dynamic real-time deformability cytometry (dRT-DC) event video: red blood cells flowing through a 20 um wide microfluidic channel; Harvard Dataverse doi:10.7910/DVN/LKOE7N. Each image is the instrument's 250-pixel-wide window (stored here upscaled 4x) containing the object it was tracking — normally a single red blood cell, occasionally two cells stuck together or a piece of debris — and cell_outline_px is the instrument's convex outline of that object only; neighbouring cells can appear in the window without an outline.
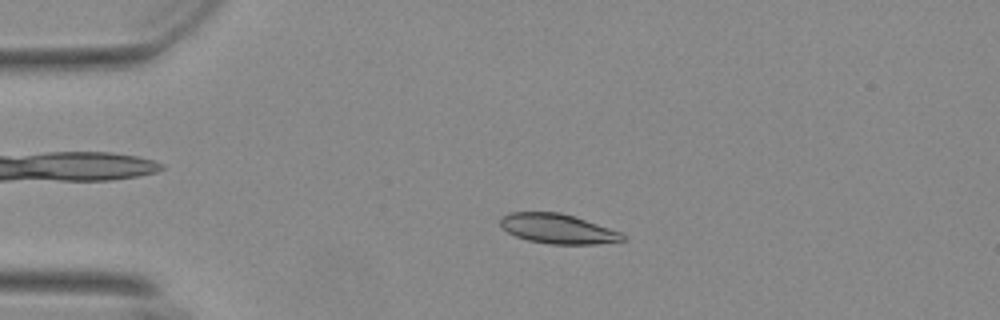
{"species": "Egyptian fruit bat (a non-hibernating species)", "species_latin": "Rousettus aegyptiacus", "temperature_condition": "warm", "stored_images_in_passage": 55, "camera_frame_rate_fps": 3000, "um_per_image_px": 0.085, "animal": {"sex": "female"}, "frame": {"image": 1, "passage_image": 12, "time_ms": 3.667, "image_size_px": [1000, 320], "cell_outline_px": [[624, 240], [596, 244], [552, 244], [528, 240], [516, 236], [508, 232], [500, 224], [500, 216], [512, 212], [560, 212], [620, 232], [624, 236]], "centroid_in_image_um": [47.36, 19.44], "position_along_channel_um": 37.6, "area_um2": 20.75}}
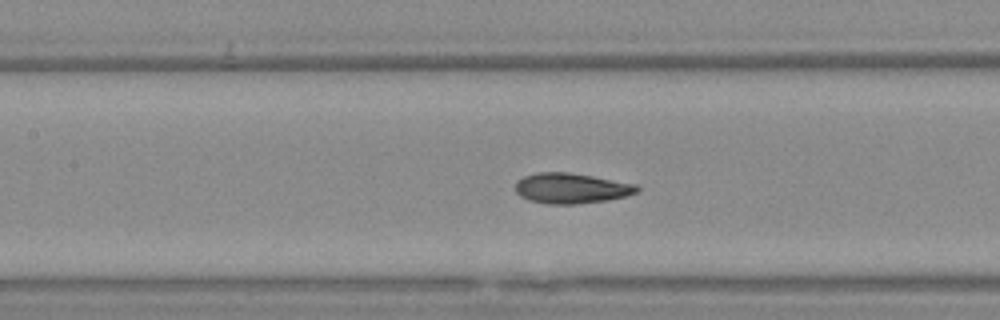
{"frame": {"image": 2, "passage_image": 25, "time_ms": 8.0, "image_size_px": [1000, 320], "cell_outline_px": [[640, 188], [636, 192], [628, 196], [608, 200], [576, 204], [548, 204], [528, 200], [520, 196], [516, 192], [516, 180], [524, 176], [536, 172], [568, 172], [592, 176], [636, 184]], "centroid_in_image_um": [48.54, 16.0], "position_along_channel_um": 158.9, "area_um2": 21.62}}
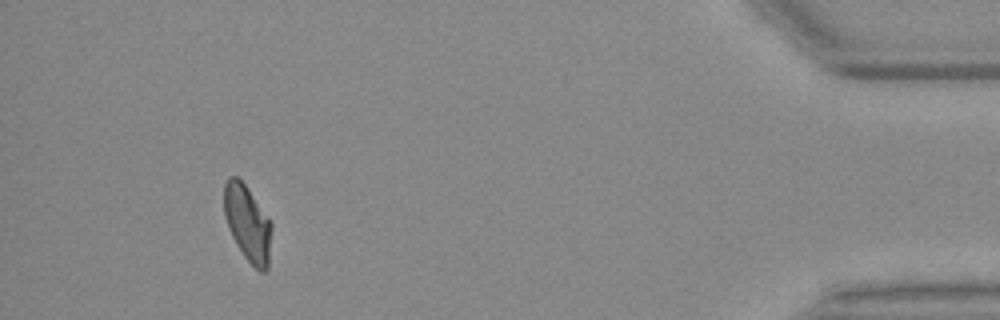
{"frame": {"image": 3, "passage_image": 51, "time_ms": 16.667, "image_size_px": [1000, 320], "cell_outline_px": [[272, 228], [268, 268], [264, 272], [260, 272], [244, 256], [236, 244], [228, 228], [224, 216], [224, 184], [228, 176], [236, 176], [244, 184], [272, 224]], "centroid_in_image_um": [21.03, 18.99], "position_along_channel_um": 414.2, "area_um2": 20.81}, "authors_computed_cell_mechanics": {"area_um2": 20.9236, "velocity_mm_per_s": 3.6863, "shape_relaxation_time_tau1_ms": 5.6681, "shape_relaxation_time_tau2_ms": 1.4043, "deformation_change_tau1": 0.1669, "deformation_change_tau2": 0.0591}}